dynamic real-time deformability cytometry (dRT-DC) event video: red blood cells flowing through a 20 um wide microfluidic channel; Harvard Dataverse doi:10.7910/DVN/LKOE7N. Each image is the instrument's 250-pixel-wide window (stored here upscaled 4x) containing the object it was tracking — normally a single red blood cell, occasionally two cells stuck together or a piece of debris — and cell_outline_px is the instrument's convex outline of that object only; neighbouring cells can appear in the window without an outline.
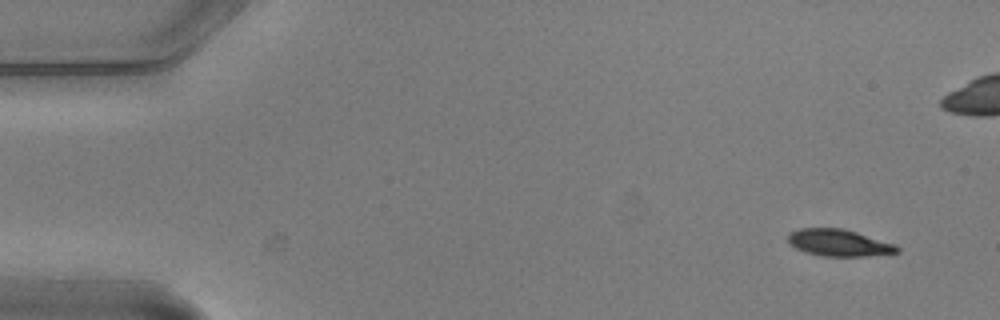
{"species": "common noctule bat (a hibernating species)", "species_latin": "Nyctalus noctula", "temperature_condition": "warm", "stored_images_in_passage": 7, "camera_frame_rate_fps": 3000, "um_per_image_px": 0.085, "animal": {"sex": "male", "body_mass_g": 20.5, "forearm_length_mm": 52.5}, "frame": {"image": 1, "passage_image": 1, "time_ms": 0.0, "image_size_px": [1000, 320], "cell_outline_px": [[900, 252], [868, 256], [820, 256], [804, 252], [788, 244], [788, 232], [800, 228], [844, 228], [896, 244], [900, 248]], "centroid_in_image_um": [71.3, 20.63], "position_along_channel_um": 13.7, "area_um2": 17.34}}
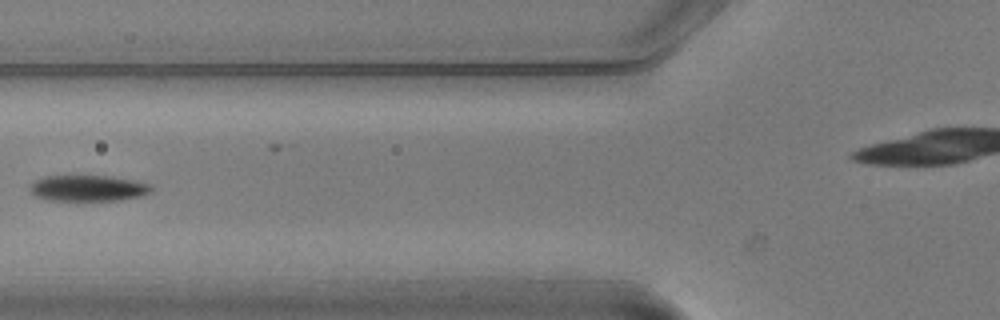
{"frame": {"image": 2, "passage_image": 6, "time_ms": 1.667, "image_size_px": [1000, 320], "cell_outline_px": [[156, 188], [152, 192], [140, 196], [120, 200], [44, 200], [28, 192], [28, 188], [36, 180], [44, 176], [112, 176], [136, 180], [152, 184]], "centroid_in_image_um": [7.53, 15.99], "position_along_channel_um": 118.3, "area_um2": 18.73}}
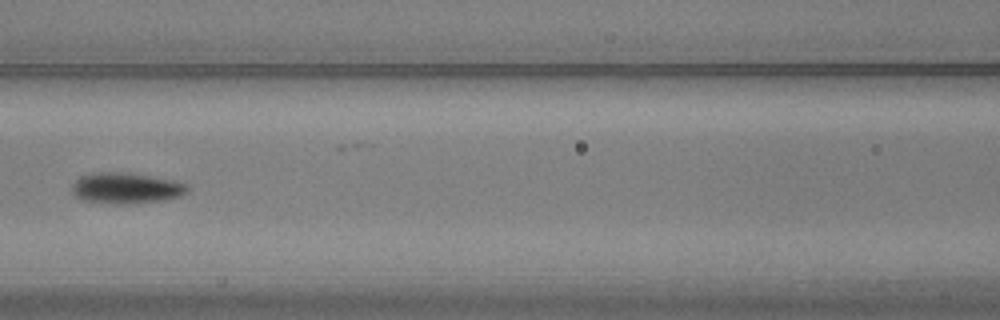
{"frame": {"image": 3, "passage_image": 7, "time_ms": 2.0, "image_size_px": [1000, 320], "cell_outline_px": [[192, 188], [188, 192], [180, 196], [164, 200], [132, 204], [112, 204], [80, 200], [72, 192], [72, 184], [80, 176], [92, 172], [124, 172], [172, 180], [184, 184]], "centroid_in_image_um": [10.69, 16.0], "position_along_channel_um": 155.9, "area_um2": 20.98}}